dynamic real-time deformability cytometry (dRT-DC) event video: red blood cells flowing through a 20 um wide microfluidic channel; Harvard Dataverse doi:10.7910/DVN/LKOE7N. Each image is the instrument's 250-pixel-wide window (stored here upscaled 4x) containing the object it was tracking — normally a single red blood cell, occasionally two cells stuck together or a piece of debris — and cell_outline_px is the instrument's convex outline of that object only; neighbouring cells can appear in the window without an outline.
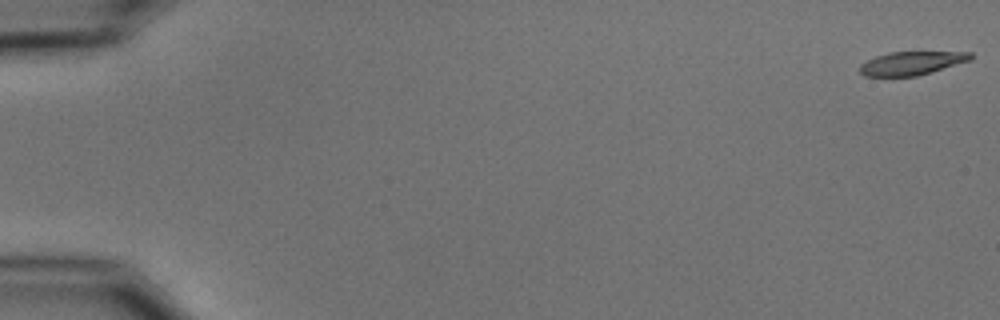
{"species": "common noctule bat (a hibernating species)", "species_latin": "Nyctalus noctula", "temperature_condition": "cold", "stored_images_in_passage": 10, "camera_frame_rate_fps": 3000, "um_per_image_px": 0.085, "animal": {"sex": "male", "body_mass_g": 15.6}, "frame": {"image": 1, "passage_image": 1, "time_ms": 0.0, "image_size_px": [1000, 320], "cell_outline_px": [[972, 60], [932, 72], [916, 76], [864, 76], [860, 72], [860, 64], [876, 56], [888, 52], [972, 52]], "centroid_in_image_um": [77.51, 5.37], "position_along_channel_um": 7.5, "area_um2": 15.14}}